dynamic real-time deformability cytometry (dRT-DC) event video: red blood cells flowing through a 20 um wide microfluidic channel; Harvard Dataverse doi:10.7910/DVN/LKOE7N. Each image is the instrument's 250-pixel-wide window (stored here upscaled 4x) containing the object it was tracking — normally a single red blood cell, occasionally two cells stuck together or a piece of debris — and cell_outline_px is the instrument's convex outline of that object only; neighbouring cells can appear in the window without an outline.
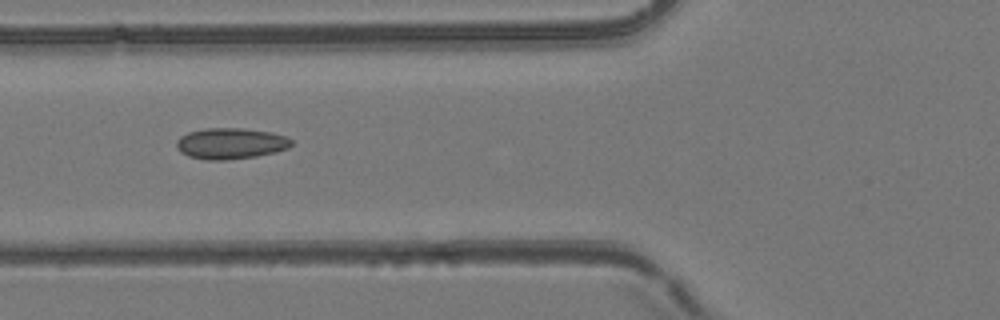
{"species": "common noctule bat (a hibernating species)", "species_latin": "Nyctalus noctula", "temperature_condition": "room temperature", "stored_images_in_passage": 46, "camera_frame_rate_fps": 3000, "um_per_image_px": 0.085, "animal": {"sex": "female", "body_mass_g": 24.6, "forearm_length_mm": 56.2}, "frame": {"image": 1, "passage_image": 13, "time_ms": 4.0, "image_size_px": [1000, 320], "cell_outline_px": [[292, 144], [288, 148], [276, 152], [256, 156], [228, 160], [208, 160], [188, 156], [180, 152], [176, 148], [176, 140], [180, 136], [188, 132], [208, 128], [244, 128], [272, 132], [284, 136], [292, 140]], "centroid_in_image_um": [19.59, 12.19], "position_along_channel_um": 106.2, "area_um2": 20.92}}
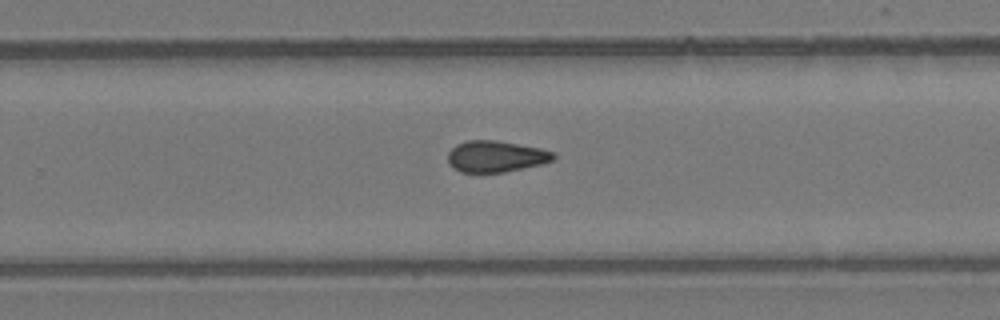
{"frame": {"image": 2, "passage_image": 27, "time_ms": 8.667, "image_size_px": [1000, 320], "cell_outline_px": [[556, 156], [552, 160], [540, 164], [504, 172], [460, 172], [452, 168], [448, 164], [448, 152], [456, 144], [468, 140], [496, 140], [540, 148], [556, 152]], "centroid_in_image_um": [42.12, 13.29], "position_along_channel_um": 287.7, "area_um2": 19.31}}
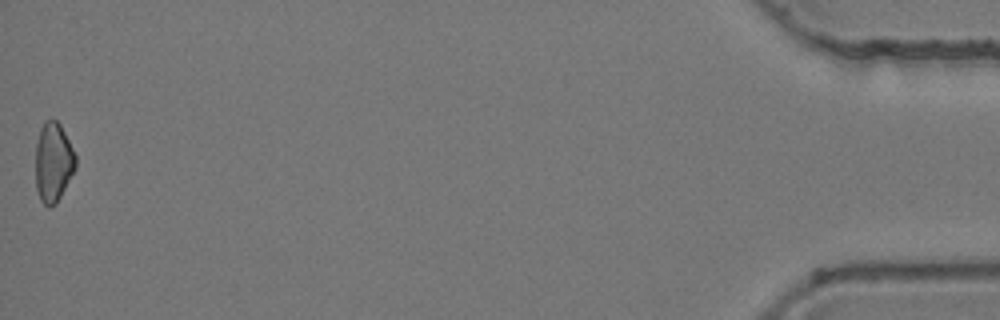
{"frame": {"image": 3, "passage_image": 46, "time_ms": 15.0, "image_size_px": [1000, 320], "cell_outline_px": [[76, 168], [56, 204], [48, 208], [40, 200], [36, 188], [36, 144], [40, 128], [44, 120], [56, 120], [60, 124], [76, 156]], "centroid_in_image_um": [4.52, 13.81], "position_along_channel_um": 430.7, "area_um2": 18.55}, "authors_computed_cell_mechanics": {"area_um2": 19.3919, "velocity_mm_per_s": 3.889, "shape_relaxation_time_tau1_ms": null, "shape_relaxation_time_tau2_ms": 2.1142, "deformation_change_tau1": null, "deformation_change_tau2": 0.0718}}